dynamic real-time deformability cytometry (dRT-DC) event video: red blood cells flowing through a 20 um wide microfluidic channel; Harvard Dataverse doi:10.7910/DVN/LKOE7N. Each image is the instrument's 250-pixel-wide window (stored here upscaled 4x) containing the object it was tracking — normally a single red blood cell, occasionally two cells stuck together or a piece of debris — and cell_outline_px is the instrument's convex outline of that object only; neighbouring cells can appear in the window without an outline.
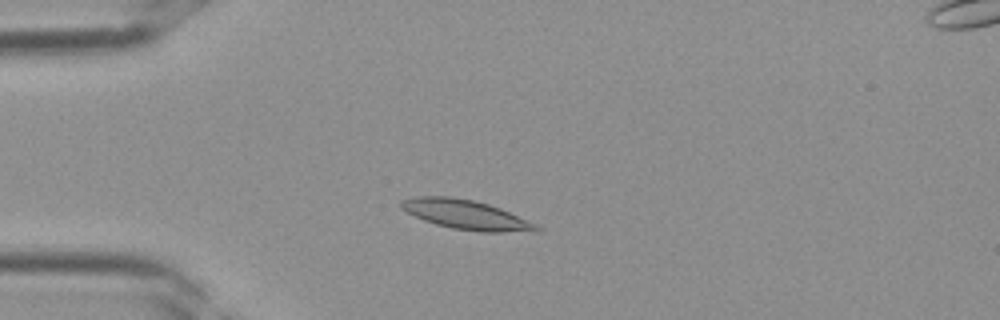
{"species": "Egyptian fruit bat (a non-hibernating species)", "species_latin": "Rousettus aegyptiacus", "temperature_condition": "room temperature", "stored_images_in_passage": 36, "camera_frame_rate_fps": 3000, "um_per_image_px": 0.085, "frame": {"image": 1, "passage_image": 8, "time_ms": 2.333, "image_size_px": [1000, 320], "cell_outline_px": [[544, 228], [536, 232], [480, 232], [452, 228], [436, 224], [424, 220], [400, 208], [400, 200], [416, 196], [448, 196], [472, 200], [488, 204], [500, 208], [536, 224]], "centroid_in_image_um": [39.63, 18.26], "position_along_channel_um": 45.4, "area_um2": 23.18}}
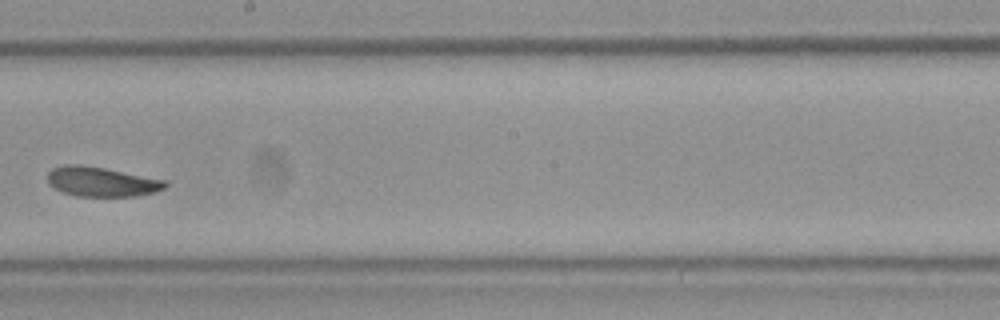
{"frame": {"image": 2, "passage_image": 20, "time_ms": 6.333, "image_size_px": [1000, 320], "cell_outline_px": [[168, 184], [164, 188], [156, 192], [136, 196], [76, 196], [64, 192], [48, 184], [48, 172], [52, 168], [64, 164], [80, 164], [104, 168], [168, 180]], "centroid_in_image_um": [8.65, 15.44], "position_along_channel_um": 239.5, "area_um2": 20.4}}
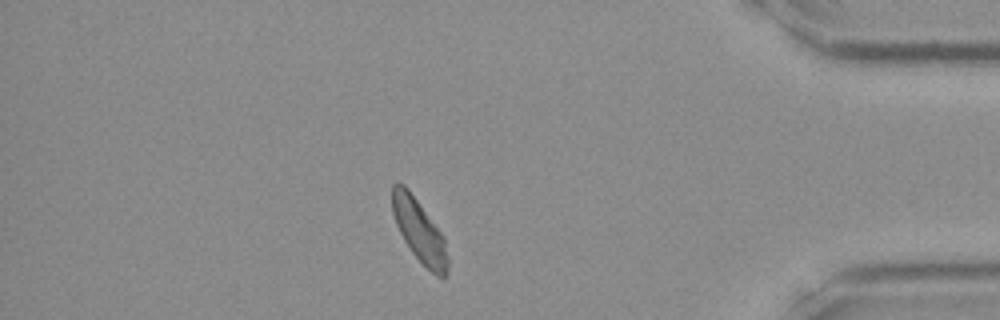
{"frame": {"image": 3, "passage_image": 31, "time_ms": 10.0, "image_size_px": [1000, 320], "cell_outline_px": [[448, 272], [444, 276], [436, 276], [412, 252], [404, 240], [396, 224], [392, 212], [392, 184], [396, 180], [404, 184], [408, 188], [444, 236], [448, 256]], "centroid_in_image_um": [35.63, 19.57], "position_along_channel_um": 399.6, "area_um2": 20.17}}